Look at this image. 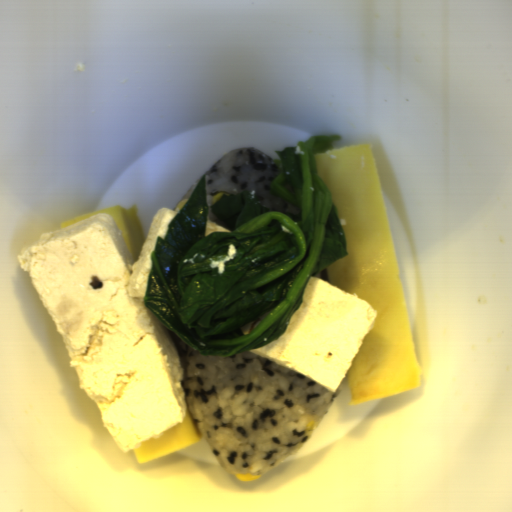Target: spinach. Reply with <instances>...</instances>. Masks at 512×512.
<instances>
[{
  "label": "spinach",
  "instance_id": "cb11ae35",
  "mask_svg": "<svg viewBox=\"0 0 512 512\" xmlns=\"http://www.w3.org/2000/svg\"><path fill=\"white\" fill-rule=\"evenodd\" d=\"M342 136L320 134L274 151L281 162L268 194L299 213L271 211L245 190L210 212L230 232L206 235L205 173L156 237L144 303L204 357H235L279 340L303 304L310 276L350 255L338 208L314 154Z\"/></svg>",
  "mask_w": 512,
  "mask_h": 512
}]
</instances>
